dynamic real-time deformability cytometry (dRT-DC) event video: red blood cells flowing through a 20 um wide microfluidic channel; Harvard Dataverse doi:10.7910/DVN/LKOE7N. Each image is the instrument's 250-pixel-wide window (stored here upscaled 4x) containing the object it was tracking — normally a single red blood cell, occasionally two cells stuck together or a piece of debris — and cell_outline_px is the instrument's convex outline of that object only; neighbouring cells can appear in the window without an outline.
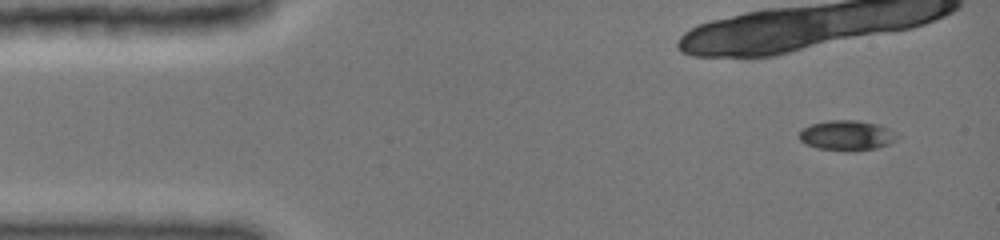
{"species": "common noctule bat (a hibernating species)", "species_latin": "Nyctalus noctula", "temperature_condition": "cold", "stored_images_in_passage": 22, "camera_frame_rate_fps": 3000, "um_per_image_px": 0.085, "animal": {"sex": "female", "body_mass_g": 19.0, "forearm_length_mm": 51.5}, "frame": {"image": 1, "passage_image": 1, "time_ms": 0.0, "image_size_px": [1000, 240], "cell_outline_px": [[900, 136], [888, 144], [876, 148], [852, 152], [816, 148], [804, 144], [800, 140], [800, 132], [804, 128], [812, 124], [828, 120], [856, 120], [876, 124], [888, 128]], "centroid_in_image_um": [71.97, 11.52], "position_along_channel_um": 13.0, "area_um2": 17.17}}
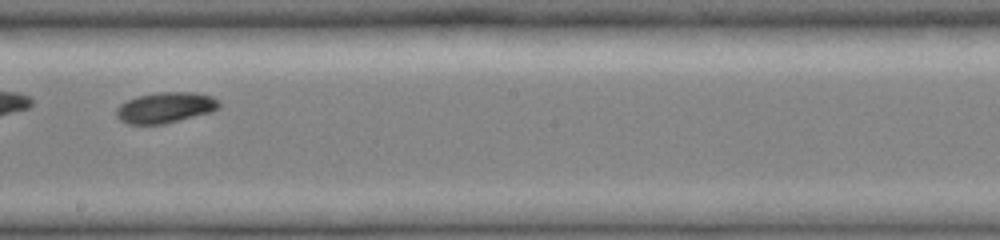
{"frame": {"image": 2, "passage_image": 13, "time_ms": 8.667, "image_size_px": [1000, 240], "cell_outline_px": [[220, 108], [212, 112], [164, 124], [128, 124], [120, 120], [116, 116], [116, 108], [120, 104], [136, 96], [160, 92], [192, 92], [212, 96], [220, 104]], "centroid_in_image_um": [14.05, 9.15], "position_along_channel_um": 234.1, "area_um2": 18.44}}
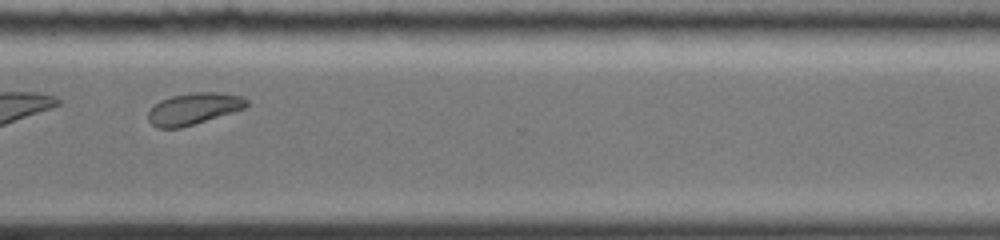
{"frame": {"image": 3, "passage_image": 19, "time_ms": 11.667, "image_size_px": [1000, 240], "cell_outline_px": [[248, 104], [244, 108], [180, 128], [156, 128], [148, 120], [148, 112], [160, 100], [172, 96], [192, 92], [220, 92], [240, 96], [248, 100]], "centroid_in_image_um": [16.44, 9.23], "position_along_channel_um": 354.2, "area_um2": 17.86}, "authors_computed_cell_mechanics": {"area_um2": 18.207, "velocity_mm_per_s": 3.9821, "shape_relaxation_time_tau1_ms": 2.3298, "shape_relaxation_time_tau2_ms": null, "deformation_change_tau1": 0.09, "deformation_change_tau2": null}}